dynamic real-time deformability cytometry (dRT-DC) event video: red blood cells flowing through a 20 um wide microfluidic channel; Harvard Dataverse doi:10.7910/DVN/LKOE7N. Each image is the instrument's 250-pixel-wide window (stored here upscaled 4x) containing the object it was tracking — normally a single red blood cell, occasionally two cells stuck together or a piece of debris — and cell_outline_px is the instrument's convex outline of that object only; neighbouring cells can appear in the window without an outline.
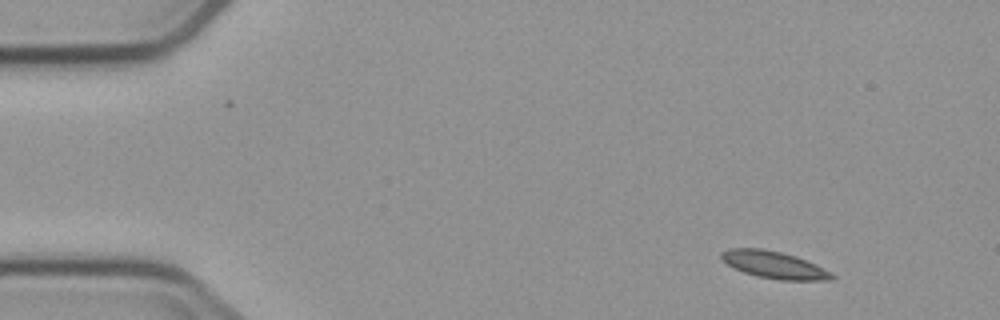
{"species": "common noctule bat (a hibernating species)", "species_latin": "Nyctalus noctula", "temperature_condition": "cold", "stored_images_in_passage": 3, "camera_frame_rate_fps": 3000, "um_per_image_px": 0.085, "animal": {"sex": "male", "body_mass_g": 23.1, "forearm_length_mm": 52.7}, "frame": {"image": 1, "passage_image": 1, "time_ms": 0.0, "image_size_px": [1000, 320], "cell_outline_px": [[836, 280], [780, 280], [756, 276], [744, 272], [728, 264], [720, 256], [720, 252], [728, 248], [764, 248], [796, 256], [816, 264], [836, 276]], "centroid_in_image_um": [65.82, 22.51], "position_along_channel_um": 19.2, "area_um2": 17.46}}